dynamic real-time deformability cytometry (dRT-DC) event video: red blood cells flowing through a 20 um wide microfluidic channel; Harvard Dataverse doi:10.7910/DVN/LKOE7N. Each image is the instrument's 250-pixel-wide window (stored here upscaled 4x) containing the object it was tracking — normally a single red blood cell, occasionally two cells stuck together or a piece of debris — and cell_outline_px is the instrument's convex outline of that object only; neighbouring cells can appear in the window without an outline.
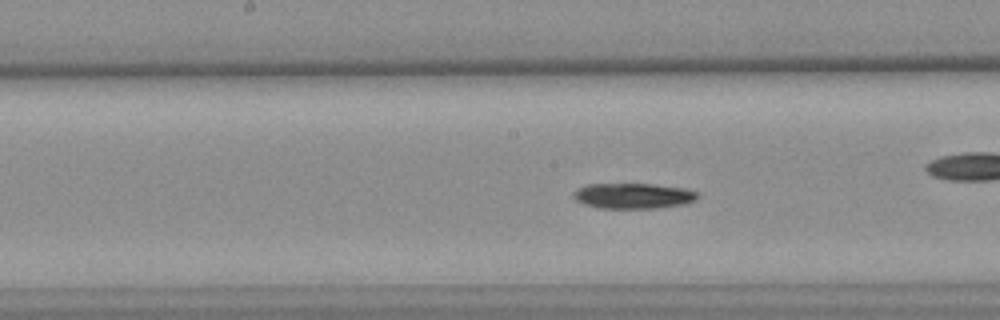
{"species": "common noctule bat (a hibernating species)", "species_latin": "Nyctalus noctula", "temperature_condition": "warm", "stored_images_in_passage": 46, "camera_frame_rate_fps": 3000, "um_per_image_px": 0.085, "animal": {"sex": "female", "body_mass_g": 25.1}, "frame": {"image": 1, "passage_image": 27, "time_ms": 8.667, "image_size_px": [1000, 320], "cell_outline_px": [[700, 196], [696, 200], [684, 204], [656, 208], [600, 208], [584, 204], [576, 200], [572, 196], [572, 192], [576, 188], [588, 184], [652, 184], [684, 188], [700, 192]], "centroid_in_image_um": [53.83, 16.64], "position_along_channel_um": 194.4, "area_um2": 18.61}, "authors_computed_cell_mechanics": {"area_um2": 18.9584, "velocity_mm_per_s": 3.5947, "shape_relaxation_time_tau1_ms": 7.2218, "shape_relaxation_time_tau2_ms": null, "deformation_change_tau1": 0.1455, "deformation_change_tau2": null}}